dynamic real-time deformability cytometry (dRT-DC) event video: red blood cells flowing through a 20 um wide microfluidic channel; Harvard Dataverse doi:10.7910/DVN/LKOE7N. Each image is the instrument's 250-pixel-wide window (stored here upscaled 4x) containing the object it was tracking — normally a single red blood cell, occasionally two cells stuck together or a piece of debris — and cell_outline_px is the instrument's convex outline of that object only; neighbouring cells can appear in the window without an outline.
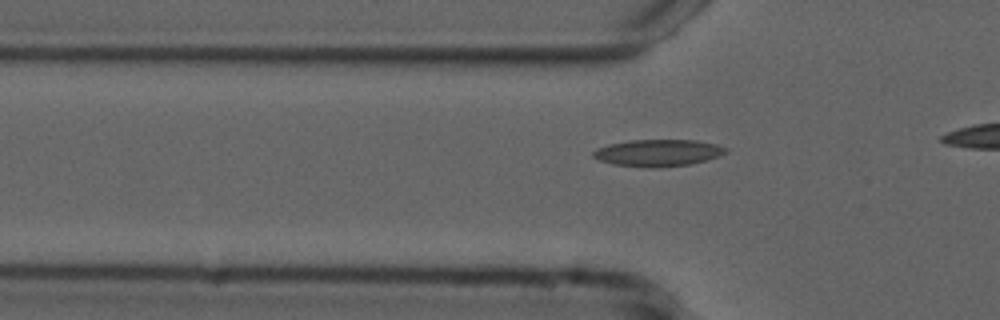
{"species": "common noctule bat (a hibernating species)", "species_latin": "Nyctalus noctula", "temperature_condition": "cold", "stored_images_in_passage": 20, "camera_frame_rate_fps": 3000, "um_per_image_px": 0.085, "animal": {"sex": "male", "forearm_length_mm": 52.5}, "frame": {"image": 1, "passage_image": 7, "time_ms": 2.0, "image_size_px": [1000, 320], "cell_outline_px": [[728, 152], [720, 156], [708, 160], [692, 164], [660, 168], [652, 168], [612, 164], [600, 160], [592, 156], [592, 152], [596, 148], [608, 144], [632, 140], [696, 140], [716, 144], [728, 148]], "centroid_in_image_um": [55.96, 13.0], "position_along_channel_um": 69.8, "area_um2": 21.04}}
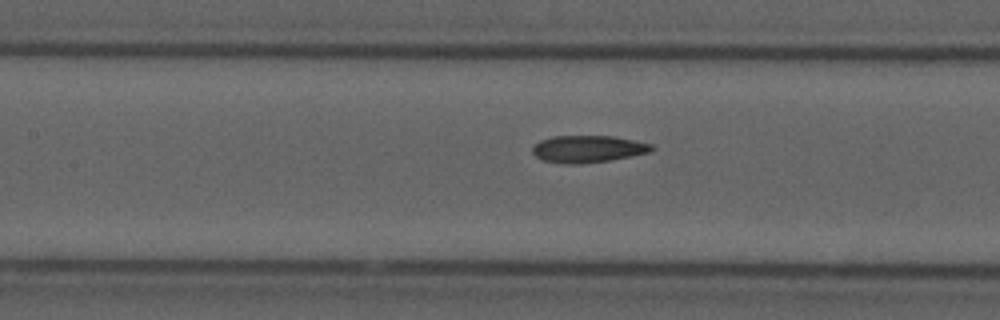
{"frame": {"image": 2, "passage_image": 14, "time_ms": 4.333, "image_size_px": [1000, 320], "cell_outline_px": [[656, 148], [652, 152], [632, 156], [608, 160], [580, 164], [564, 164], [544, 160], [536, 156], [532, 152], [532, 148], [540, 140], [552, 136], [612, 136], [652, 144]], "centroid_in_image_um": [49.99, 12.66], "position_along_channel_um": 157.4, "area_um2": 18.79}}
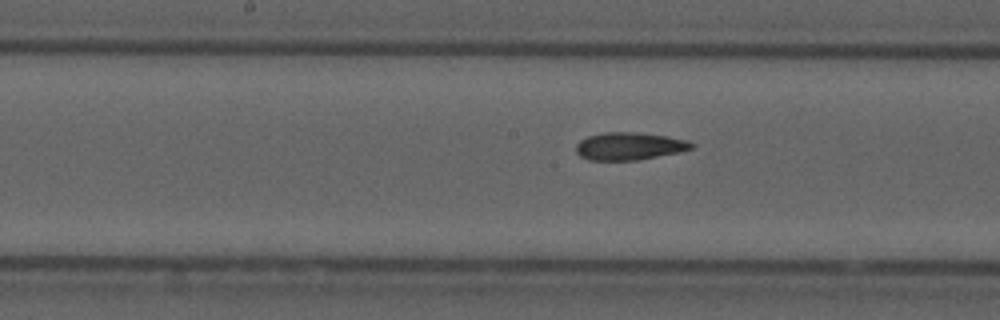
{"frame": {"image": 3, "passage_image": 17, "time_ms": 5.333, "image_size_px": [1000, 320], "cell_outline_px": [[696, 144], [692, 148], [680, 152], [636, 160], [588, 160], [580, 156], [576, 152], [576, 144], [580, 140], [588, 136], [604, 132], [636, 132], [664, 136], [688, 140]], "centroid_in_image_um": [53.48, 12.42], "position_along_channel_um": 194.7, "area_um2": 18.55}}